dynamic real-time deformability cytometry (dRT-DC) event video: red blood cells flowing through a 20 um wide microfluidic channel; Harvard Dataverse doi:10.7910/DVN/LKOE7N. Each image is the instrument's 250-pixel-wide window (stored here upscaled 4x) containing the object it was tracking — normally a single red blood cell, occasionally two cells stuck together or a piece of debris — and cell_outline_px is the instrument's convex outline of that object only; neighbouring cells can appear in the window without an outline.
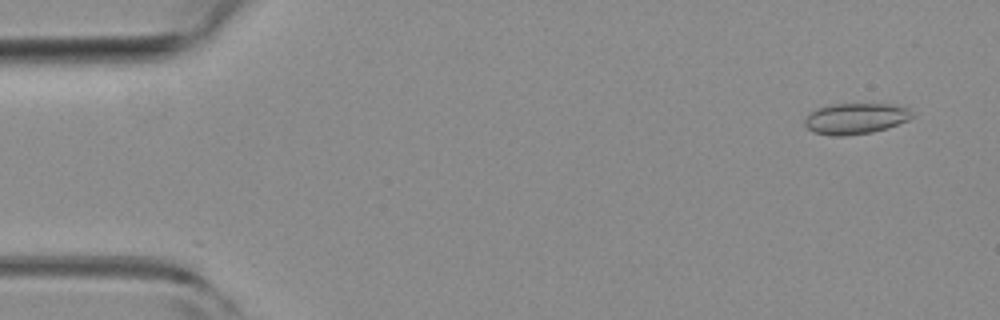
{"species": "common noctule bat (a hibernating species)", "species_latin": "Nyctalus noctula", "temperature_condition": "room temperature", "stored_images_in_passage": 2, "camera_frame_rate_fps": 3000, "um_per_image_px": 0.085, "animal": {"sex": "female", "body_mass_g": 19.3, "forearm_length_mm": 54.1}, "frame": {"image": 1, "passage_image": 2, "time_ms": 0.333, "image_size_px": [1000, 320], "cell_outline_px": [[916, 116], [908, 120], [888, 128], [872, 132], [844, 136], [832, 136], [812, 132], [804, 124], [804, 120], [808, 112], [816, 108], [832, 104], [888, 104], [908, 108]], "centroid_in_image_um": [72.7, 10.08], "position_along_channel_um": 12.3, "area_um2": 19.59}}